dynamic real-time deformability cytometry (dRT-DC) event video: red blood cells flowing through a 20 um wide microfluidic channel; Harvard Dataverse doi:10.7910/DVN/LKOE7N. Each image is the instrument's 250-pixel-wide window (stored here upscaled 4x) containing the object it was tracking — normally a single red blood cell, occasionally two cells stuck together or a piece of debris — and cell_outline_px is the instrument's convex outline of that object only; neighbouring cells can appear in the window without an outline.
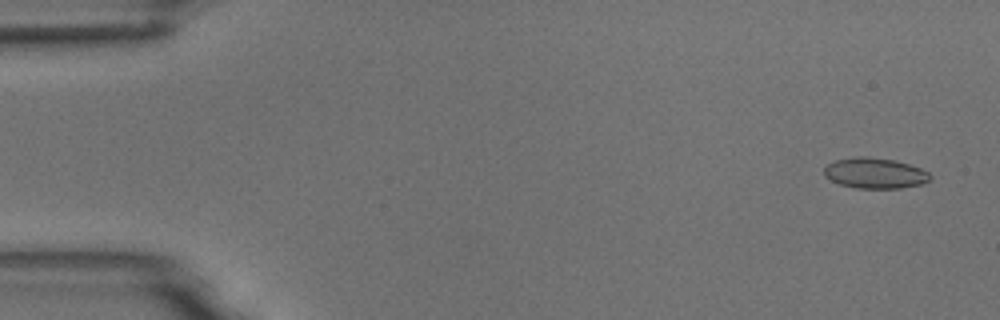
{"species": "common noctule bat (a hibernating species)", "species_latin": "Nyctalus noctula", "temperature_condition": "room temperature", "stored_images_in_passage": 4, "camera_frame_rate_fps": 3000, "um_per_image_px": 0.085, "animal": {"sex": "male", "body_mass_g": 18.8}, "frame": {"image": 1, "passage_image": 1, "time_ms": 0.0, "image_size_px": [1000, 320], "cell_outline_px": [[932, 176], [928, 180], [920, 184], [900, 188], [856, 188], [840, 184], [824, 176], [824, 168], [828, 164], [836, 160], [856, 156], [864, 156], [892, 160], [908, 164], [920, 168], [928, 172]], "centroid_in_image_um": [74.35, 14.72], "position_along_channel_um": 10.7, "area_um2": 18.67}}